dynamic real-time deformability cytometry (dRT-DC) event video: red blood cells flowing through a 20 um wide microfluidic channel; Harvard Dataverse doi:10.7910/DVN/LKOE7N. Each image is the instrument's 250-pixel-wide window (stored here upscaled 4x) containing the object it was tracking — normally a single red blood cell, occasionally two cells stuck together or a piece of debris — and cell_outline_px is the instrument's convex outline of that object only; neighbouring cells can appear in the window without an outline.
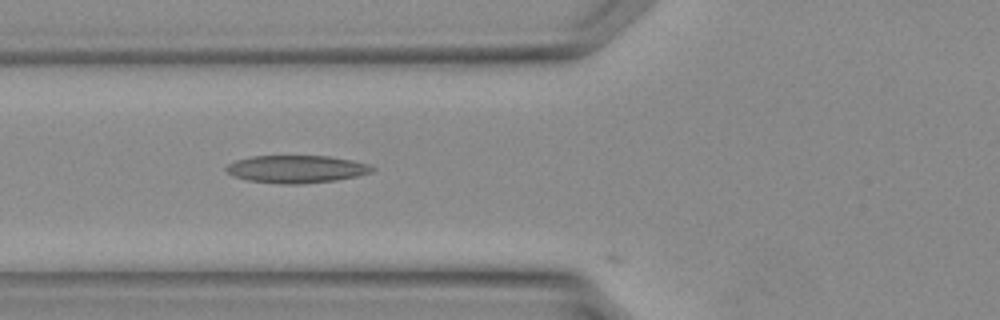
{"species": "Egyptian fruit bat (a non-hibernating species)", "species_latin": "Rousettus aegyptiacus", "temperature_condition": "warm", "stored_images_in_passage": 3, "camera_frame_rate_fps": 3000, "um_per_image_px": 0.085, "animal": {"sex": "female"}, "frame": {"image": 1, "passage_image": 2, "time_ms": 0.333, "image_size_px": [1000, 320], "cell_outline_px": [[376, 168], [372, 172], [356, 176], [336, 180], [300, 184], [284, 184], [248, 180], [232, 176], [224, 168], [228, 164], [236, 160], [252, 156], [328, 156], [352, 160], [368, 164]], "centroid_in_image_um": [25.19, 14.37], "position_along_channel_um": 100.6, "area_um2": 23.41}}